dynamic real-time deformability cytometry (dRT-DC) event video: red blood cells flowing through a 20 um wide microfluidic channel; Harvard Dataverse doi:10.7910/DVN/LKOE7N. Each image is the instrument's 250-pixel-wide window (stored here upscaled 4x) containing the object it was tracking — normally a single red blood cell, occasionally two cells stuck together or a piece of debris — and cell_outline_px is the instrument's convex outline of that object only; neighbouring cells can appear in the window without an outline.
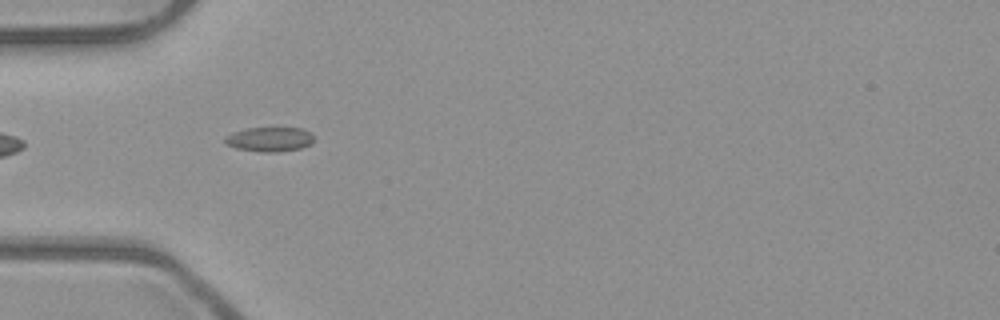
{"species": "common noctule bat (a hibernating species)", "species_latin": "Nyctalus noctula", "temperature_condition": "room temperature", "stored_images_in_passage": 5, "camera_frame_rate_fps": 3000, "um_per_image_px": 0.085, "animal": {"sex": "male", "body_mass_g": 23.1, "forearm_length_mm": 52.7}, "frame": {"image": 1, "passage_image": 4, "time_ms": 1.0, "image_size_px": [1000, 320], "cell_outline_px": [[312, 144], [300, 148], [276, 152], [264, 152], [236, 148], [228, 144], [224, 140], [224, 136], [232, 132], [248, 128], [300, 128], [308, 132], [312, 136]], "centroid_in_image_um": [22.88, 11.84], "position_along_channel_um": 62.1, "area_um2": 12.48}}
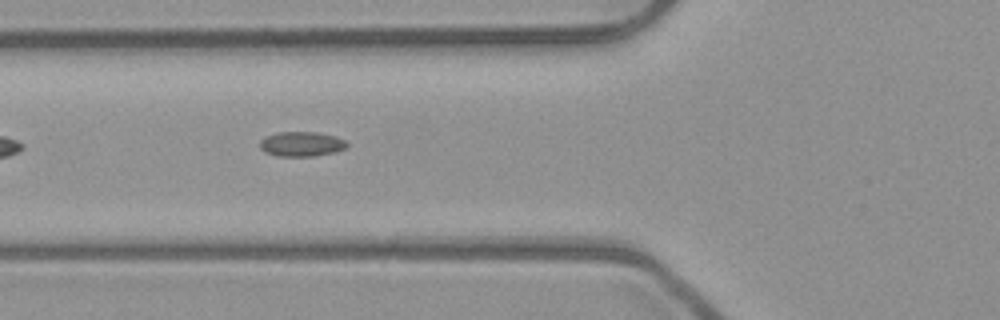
{"frame": {"image": 2, "passage_image": 5, "time_ms": 1.333, "image_size_px": [1000, 320], "cell_outline_px": [[348, 144], [344, 148], [336, 152], [316, 156], [276, 156], [264, 152], [260, 148], [260, 140], [276, 132], [316, 132], [336, 136], [344, 140]], "centroid_in_image_um": [25.62, 12.25], "position_along_channel_um": 100.2, "area_um2": 12.6}}